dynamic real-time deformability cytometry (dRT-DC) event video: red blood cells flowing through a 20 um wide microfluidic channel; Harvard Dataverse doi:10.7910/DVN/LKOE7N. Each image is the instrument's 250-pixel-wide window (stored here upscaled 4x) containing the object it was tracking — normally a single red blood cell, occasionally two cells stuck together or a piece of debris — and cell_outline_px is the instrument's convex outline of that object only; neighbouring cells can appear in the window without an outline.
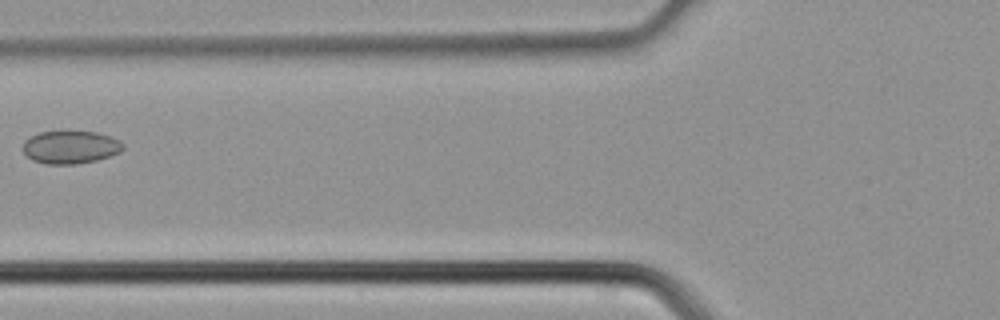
{"species": "common noctule bat (a hibernating species)", "species_latin": "Nyctalus noctula", "temperature_condition": "cold", "stored_images_in_passage": 4, "camera_frame_rate_fps": 3000, "um_per_image_px": 0.085, "animal": {"sex": "male", "body_mass_g": 21.5, "forearm_length_mm": 52.0}, "frame": {"image": 1, "passage_image": 4, "time_ms": 1.0, "image_size_px": [1000, 320], "cell_outline_px": [[124, 148], [120, 152], [96, 160], [76, 164], [44, 164], [32, 160], [24, 152], [24, 140], [40, 132], [68, 128], [96, 132], [120, 140], [124, 144]], "centroid_in_image_um": [5.99, 12.46], "position_along_channel_um": 119.8, "area_um2": 19.77}}